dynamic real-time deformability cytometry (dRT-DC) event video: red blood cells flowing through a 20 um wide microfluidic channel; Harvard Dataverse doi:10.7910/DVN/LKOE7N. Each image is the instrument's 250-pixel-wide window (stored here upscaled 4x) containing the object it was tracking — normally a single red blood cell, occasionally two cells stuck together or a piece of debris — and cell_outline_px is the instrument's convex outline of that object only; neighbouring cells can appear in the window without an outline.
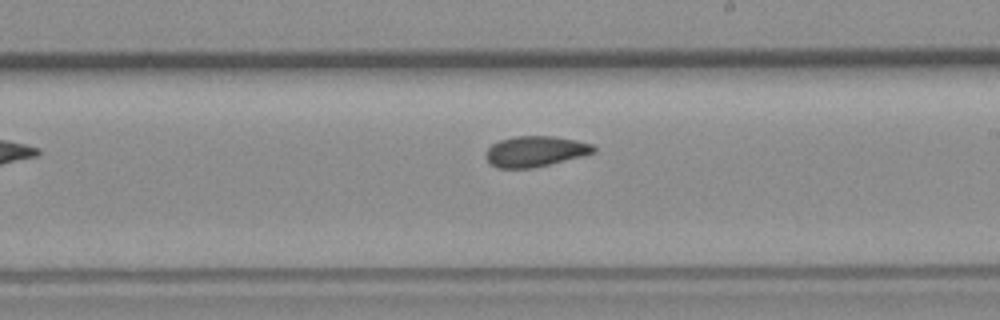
{"species": "common noctule bat (a hibernating species)", "species_latin": "Nyctalus noctula", "temperature_condition": "room temperature", "stored_images_in_passage": 7, "camera_frame_rate_fps": 3000, "um_per_image_px": 0.085, "animal": {"sex": "female", "body_mass_g": 19.3, "forearm_length_mm": 54.1}, "frame": {"image": 1, "passage_image": 6, "time_ms": 6.0, "image_size_px": [1000, 320], "cell_outline_px": [[596, 152], [532, 168], [496, 168], [488, 160], [484, 152], [492, 144], [500, 140], [516, 136], [552, 136], [576, 140], [592, 144], [596, 148]], "centroid_in_image_um": [45.48, 12.86], "position_along_channel_um": 243.5, "area_um2": 19.02}}